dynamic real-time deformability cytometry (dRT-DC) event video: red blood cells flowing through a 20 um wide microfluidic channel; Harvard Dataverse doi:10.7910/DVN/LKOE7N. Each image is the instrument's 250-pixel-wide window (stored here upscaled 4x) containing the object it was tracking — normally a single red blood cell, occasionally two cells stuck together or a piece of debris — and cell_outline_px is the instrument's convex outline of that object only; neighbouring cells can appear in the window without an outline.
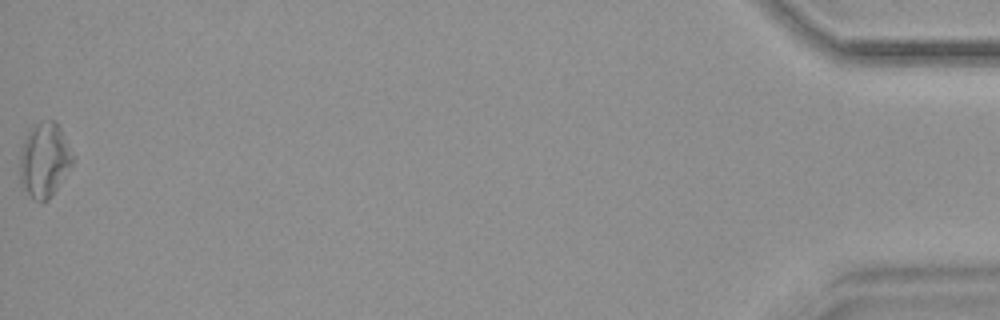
{"species": "common noctule bat (a hibernating species)", "species_latin": "Nyctalus noctula", "temperature_condition": "warm", "stored_images_in_passage": 48, "camera_frame_rate_fps": 3000, "um_per_image_px": 0.085, "animal": {"sex": "female", "body_mass_g": 18.4}, "frame": {"image": 1, "passage_image": 48, "time_ms": 15.667, "image_size_px": [1000, 320], "cell_outline_px": [[76, 156], [72, 164], [52, 196], [48, 200], [36, 200], [20, 184], [20, 148], [32, 124], [48, 120], [56, 120]], "centroid_in_image_um": [3.79, 13.55], "position_along_channel_um": 431.4, "area_um2": 23.12}}